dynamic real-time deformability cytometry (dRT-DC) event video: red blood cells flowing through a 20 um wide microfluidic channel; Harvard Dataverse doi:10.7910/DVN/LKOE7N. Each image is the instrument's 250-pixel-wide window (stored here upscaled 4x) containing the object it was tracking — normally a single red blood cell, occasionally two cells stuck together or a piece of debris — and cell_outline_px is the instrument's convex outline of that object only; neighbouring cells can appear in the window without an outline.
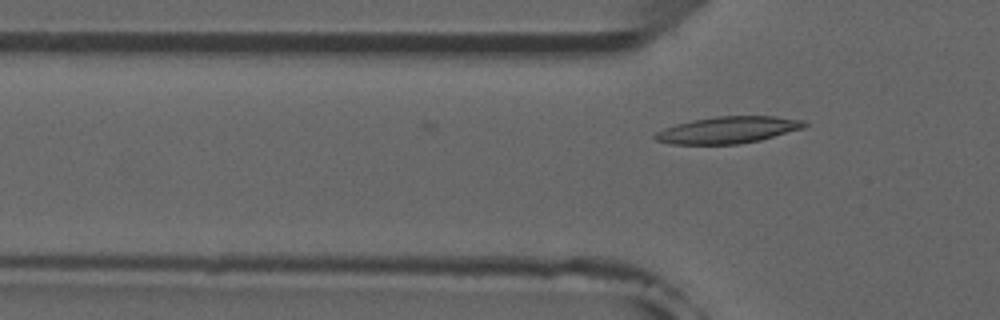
{"species": "common noctule bat (a hibernating species)", "species_latin": "Nyctalus noctula", "temperature_condition": "room temperature", "stored_images_in_passage": 2, "camera_frame_rate_fps": 3000, "um_per_image_px": 0.085, "animal": {"sex": "male", "forearm_length_mm": 52.5}, "frame": {"image": 1, "passage_image": 2, "time_ms": 0.333, "image_size_px": [1000, 320], "cell_outline_px": [[808, 124], [804, 128], [760, 140], [740, 144], [672, 144], [656, 140], [652, 136], [656, 132], [664, 128], [676, 124], [692, 120], [716, 116], [776, 116], [804, 120]], "centroid_in_image_um": [61.89, 11.04], "position_along_channel_um": 63.9, "area_um2": 23.35}}